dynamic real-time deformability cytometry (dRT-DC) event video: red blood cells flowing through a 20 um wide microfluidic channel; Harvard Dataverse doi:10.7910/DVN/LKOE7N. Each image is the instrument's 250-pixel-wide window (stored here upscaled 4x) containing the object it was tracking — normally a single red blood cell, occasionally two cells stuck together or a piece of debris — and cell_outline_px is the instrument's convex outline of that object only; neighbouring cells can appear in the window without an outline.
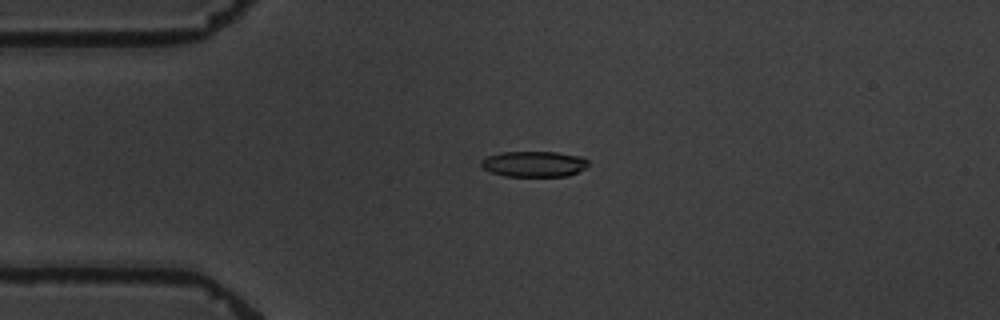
{"species": "common noctule bat (a hibernating species)", "species_latin": "Nyctalus noctula", "temperature_condition": "warm", "stored_images_in_passage": 3, "camera_frame_rate_fps": 3000, "um_per_image_px": 0.085, "animal": {"sex": "male", "body_mass_g": 19.5, "forearm_length_mm": 54.6}, "frame": {"image": 1, "passage_image": 2, "time_ms": 1.333, "image_size_px": [1000, 320], "cell_outline_px": [[588, 164], [584, 168], [568, 176], [504, 176], [492, 172], [484, 168], [480, 164], [480, 160], [488, 156], [500, 152], [556, 152], [580, 156], [588, 160]], "centroid_in_image_um": [45.37, 13.93], "position_along_channel_um": 39.6, "area_um2": 15.95}}